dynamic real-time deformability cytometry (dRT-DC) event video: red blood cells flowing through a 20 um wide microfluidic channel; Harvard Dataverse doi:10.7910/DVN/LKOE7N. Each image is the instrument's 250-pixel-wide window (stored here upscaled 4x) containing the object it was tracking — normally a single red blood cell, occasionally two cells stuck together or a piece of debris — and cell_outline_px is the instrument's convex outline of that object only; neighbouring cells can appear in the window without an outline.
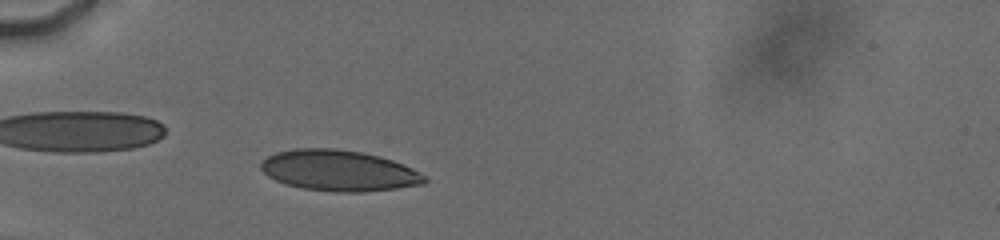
{"species": "human", "species_latin": "Homo sapiens", "temperature_condition": "cold", "stored_images_in_passage": 43, "camera_frame_rate_fps": 3000, "um_per_image_px": 0.085, "donor": {"sex": "male"}, "frame": {"image": 1, "passage_image": 18, "time_ms": 3.0, "image_size_px": [1000, 240], "cell_outline_px": [[428, 180], [424, 184], [396, 188], [360, 192], [332, 192], [304, 188], [288, 184], [276, 180], [268, 176], [260, 168], [260, 164], [268, 156], [276, 152], [296, 148], [336, 148], [360, 152], [392, 160], [412, 168], [424, 176]], "centroid_in_image_um": [28.79, 14.5], "position_along_channel_um": 56.2, "area_um2": 38.67}}
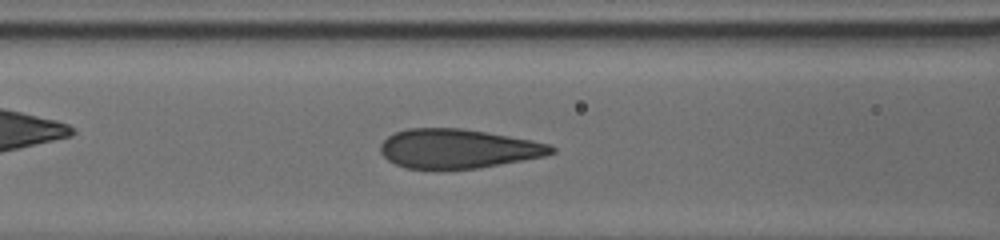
{"frame": {"image": 2, "passage_image": 31, "time_ms": 5.333, "image_size_px": [1000, 240], "cell_outline_px": [[556, 152], [544, 156], [500, 164], [476, 168], [404, 168], [388, 160], [380, 152], [380, 144], [388, 136], [396, 132], [408, 128], [460, 128], [532, 140], [552, 144], [556, 148]], "centroid_in_image_um": [38.93, 12.63], "position_along_channel_um": 127.7, "area_um2": 38.73}}
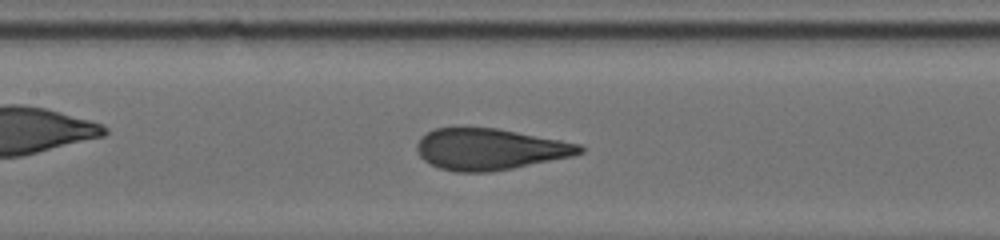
{"frame": {"image": 3, "passage_image": 37, "time_ms": 6.333, "image_size_px": [1000, 240], "cell_outline_px": [[584, 152], [572, 156], [492, 172], [456, 172], [440, 168], [424, 160], [420, 156], [416, 148], [416, 144], [428, 132], [436, 128], [496, 128], [560, 140], [580, 144], [584, 148]], "centroid_in_image_um": [41.64, 12.69], "position_along_channel_um": 165.8, "area_um2": 38.78}}